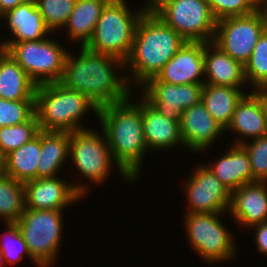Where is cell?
Segmentation results:
<instances>
[{"label": "cell", "mask_w": 267, "mask_h": 267, "mask_svg": "<svg viewBox=\"0 0 267 267\" xmlns=\"http://www.w3.org/2000/svg\"><path fill=\"white\" fill-rule=\"evenodd\" d=\"M117 69H125L121 59L81 46L77 57L68 52L60 83L86 95L100 109L131 96L132 84Z\"/></svg>", "instance_id": "6da1fadb"}, {"label": "cell", "mask_w": 267, "mask_h": 267, "mask_svg": "<svg viewBox=\"0 0 267 267\" xmlns=\"http://www.w3.org/2000/svg\"><path fill=\"white\" fill-rule=\"evenodd\" d=\"M130 99L101 107L97 117L122 179L133 182L148 148L143 134L142 100L132 103Z\"/></svg>", "instance_id": "7a4b0ae2"}, {"label": "cell", "mask_w": 267, "mask_h": 267, "mask_svg": "<svg viewBox=\"0 0 267 267\" xmlns=\"http://www.w3.org/2000/svg\"><path fill=\"white\" fill-rule=\"evenodd\" d=\"M185 43L173 28L148 9L137 24L130 55L124 62L125 69L130 67L132 72V77L126 76L127 83L140 87L155 77Z\"/></svg>", "instance_id": "3957f363"}, {"label": "cell", "mask_w": 267, "mask_h": 267, "mask_svg": "<svg viewBox=\"0 0 267 267\" xmlns=\"http://www.w3.org/2000/svg\"><path fill=\"white\" fill-rule=\"evenodd\" d=\"M98 116L99 108L86 95L60 82L37 85L35 115L41 131L73 132L87 129L80 120L88 110Z\"/></svg>", "instance_id": "277c9868"}, {"label": "cell", "mask_w": 267, "mask_h": 267, "mask_svg": "<svg viewBox=\"0 0 267 267\" xmlns=\"http://www.w3.org/2000/svg\"><path fill=\"white\" fill-rule=\"evenodd\" d=\"M149 9L130 11L126 0H110L102 10L94 33L85 46L91 51L111 55L125 62L131 52L137 24Z\"/></svg>", "instance_id": "5b68a950"}, {"label": "cell", "mask_w": 267, "mask_h": 267, "mask_svg": "<svg viewBox=\"0 0 267 267\" xmlns=\"http://www.w3.org/2000/svg\"><path fill=\"white\" fill-rule=\"evenodd\" d=\"M149 9L186 42H212L216 20L206 0H155Z\"/></svg>", "instance_id": "8992f818"}, {"label": "cell", "mask_w": 267, "mask_h": 267, "mask_svg": "<svg viewBox=\"0 0 267 267\" xmlns=\"http://www.w3.org/2000/svg\"><path fill=\"white\" fill-rule=\"evenodd\" d=\"M61 210L25 208L16 222L32 258L41 267L55 263L62 239L63 217Z\"/></svg>", "instance_id": "52a82bcc"}, {"label": "cell", "mask_w": 267, "mask_h": 267, "mask_svg": "<svg viewBox=\"0 0 267 267\" xmlns=\"http://www.w3.org/2000/svg\"><path fill=\"white\" fill-rule=\"evenodd\" d=\"M6 51L37 85L61 81L68 51L48 36L13 42Z\"/></svg>", "instance_id": "ba28073f"}, {"label": "cell", "mask_w": 267, "mask_h": 267, "mask_svg": "<svg viewBox=\"0 0 267 267\" xmlns=\"http://www.w3.org/2000/svg\"><path fill=\"white\" fill-rule=\"evenodd\" d=\"M266 29L267 7L262 5L248 15L218 20L212 42L234 60L245 65Z\"/></svg>", "instance_id": "9c48e42d"}, {"label": "cell", "mask_w": 267, "mask_h": 267, "mask_svg": "<svg viewBox=\"0 0 267 267\" xmlns=\"http://www.w3.org/2000/svg\"><path fill=\"white\" fill-rule=\"evenodd\" d=\"M222 213H186L185 229L191 248L208 263L228 261L235 257L233 236L222 225Z\"/></svg>", "instance_id": "30bf717a"}, {"label": "cell", "mask_w": 267, "mask_h": 267, "mask_svg": "<svg viewBox=\"0 0 267 267\" xmlns=\"http://www.w3.org/2000/svg\"><path fill=\"white\" fill-rule=\"evenodd\" d=\"M103 131L90 129L70 132V154L73 165L93 184H102L114 164L111 149ZM100 134V135H99ZM113 162V164H112Z\"/></svg>", "instance_id": "8fae6325"}, {"label": "cell", "mask_w": 267, "mask_h": 267, "mask_svg": "<svg viewBox=\"0 0 267 267\" xmlns=\"http://www.w3.org/2000/svg\"><path fill=\"white\" fill-rule=\"evenodd\" d=\"M183 188L186 213H223L229 210L231 192L208 166L199 165Z\"/></svg>", "instance_id": "7c38bea8"}, {"label": "cell", "mask_w": 267, "mask_h": 267, "mask_svg": "<svg viewBox=\"0 0 267 267\" xmlns=\"http://www.w3.org/2000/svg\"><path fill=\"white\" fill-rule=\"evenodd\" d=\"M87 184H67L56 177L36 178L24 182L25 208L64 210L87 193Z\"/></svg>", "instance_id": "4fadbf2b"}, {"label": "cell", "mask_w": 267, "mask_h": 267, "mask_svg": "<svg viewBox=\"0 0 267 267\" xmlns=\"http://www.w3.org/2000/svg\"><path fill=\"white\" fill-rule=\"evenodd\" d=\"M142 97L161 114L172 120H180L182 112L202 99L203 84H168L162 81H146Z\"/></svg>", "instance_id": "5bb4252c"}, {"label": "cell", "mask_w": 267, "mask_h": 267, "mask_svg": "<svg viewBox=\"0 0 267 267\" xmlns=\"http://www.w3.org/2000/svg\"><path fill=\"white\" fill-rule=\"evenodd\" d=\"M204 43L186 42L155 77L168 84H204Z\"/></svg>", "instance_id": "9a60e30c"}, {"label": "cell", "mask_w": 267, "mask_h": 267, "mask_svg": "<svg viewBox=\"0 0 267 267\" xmlns=\"http://www.w3.org/2000/svg\"><path fill=\"white\" fill-rule=\"evenodd\" d=\"M225 129L213 119L200 102L185 109L180 116V133L183 145L201 153L224 133Z\"/></svg>", "instance_id": "2e32d148"}, {"label": "cell", "mask_w": 267, "mask_h": 267, "mask_svg": "<svg viewBox=\"0 0 267 267\" xmlns=\"http://www.w3.org/2000/svg\"><path fill=\"white\" fill-rule=\"evenodd\" d=\"M237 223L251 226L267 221V182L245 184L231 192L229 207Z\"/></svg>", "instance_id": "e0dca14e"}, {"label": "cell", "mask_w": 267, "mask_h": 267, "mask_svg": "<svg viewBox=\"0 0 267 267\" xmlns=\"http://www.w3.org/2000/svg\"><path fill=\"white\" fill-rule=\"evenodd\" d=\"M142 99V123L145 144L150 150H166L183 144L180 120H172Z\"/></svg>", "instance_id": "ac0fdd59"}, {"label": "cell", "mask_w": 267, "mask_h": 267, "mask_svg": "<svg viewBox=\"0 0 267 267\" xmlns=\"http://www.w3.org/2000/svg\"><path fill=\"white\" fill-rule=\"evenodd\" d=\"M204 84L242 87L247 83L244 65L213 42L204 43Z\"/></svg>", "instance_id": "d6986e66"}, {"label": "cell", "mask_w": 267, "mask_h": 267, "mask_svg": "<svg viewBox=\"0 0 267 267\" xmlns=\"http://www.w3.org/2000/svg\"><path fill=\"white\" fill-rule=\"evenodd\" d=\"M7 20L8 28L15 39L0 42L6 50L13 42L42 40L52 31L46 25L36 4L21 3L1 17Z\"/></svg>", "instance_id": "ffe728a7"}, {"label": "cell", "mask_w": 267, "mask_h": 267, "mask_svg": "<svg viewBox=\"0 0 267 267\" xmlns=\"http://www.w3.org/2000/svg\"><path fill=\"white\" fill-rule=\"evenodd\" d=\"M208 166L216 177L232 192L252 183V170L248 152L242 145L233 144L226 154Z\"/></svg>", "instance_id": "44dd1931"}, {"label": "cell", "mask_w": 267, "mask_h": 267, "mask_svg": "<svg viewBox=\"0 0 267 267\" xmlns=\"http://www.w3.org/2000/svg\"><path fill=\"white\" fill-rule=\"evenodd\" d=\"M233 130L243 138H260L267 135V123L258 97L251 91L244 94L235 107L225 131Z\"/></svg>", "instance_id": "7402d4cb"}, {"label": "cell", "mask_w": 267, "mask_h": 267, "mask_svg": "<svg viewBox=\"0 0 267 267\" xmlns=\"http://www.w3.org/2000/svg\"><path fill=\"white\" fill-rule=\"evenodd\" d=\"M37 84L6 50L0 52V98L35 99Z\"/></svg>", "instance_id": "603a6c76"}, {"label": "cell", "mask_w": 267, "mask_h": 267, "mask_svg": "<svg viewBox=\"0 0 267 267\" xmlns=\"http://www.w3.org/2000/svg\"><path fill=\"white\" fill-rule=\"evenodd\" d=\"M110 0H76L68 22L64 26L68 37L73 41L82 42L85 47L90 41L102 10Z\"/></svg>", "instance_id": "cb8c5ba5"}, {"label": "cell", "mask_w": 267, "mask_h": 267, "mask_svg": "<svg viewBox=\"0 0 267 267\" xmlns=\"http://www.w3.org/2000/svg\"><path fill=\"white\" fill-rule=\"evenodd\" d=\"M40 158L41 130L30 141L4 156V173L23 183L36 179Z\"/></svg>", "instance_id": "d4e9b609"}, {"label": "cell", "mask_w": 267, "mask_h": 267, "mask_svg": "<svg viewBox=\"0 0 267 267\" xmlns=\"http://www.w3.org/2000/svg\"><path fill=\"white\" fill-rule=\"evenodd\" d=\"M69 154L70 132L41 131V158L37 178L56 177Z\"/></svg>", "instance_id": "484cf974"}, {"label": "cell", "mask_w": 267, "mask_h": 267, "mask_svg": "<svg viewBox=\"0 0 267 267\" xmlns=\"http://www.w3.org/2000/svg\"><path fill=\"white\" fill-rule=\"evenodd\" d=\"M240 88L203 84L201 102L224 129L229 125L237 103L245 94Z\"/></svg>", "instance_id": "4316f807"}, {"label": "cell", "mask_w": 267, "mask_h": 267, "mask_svg": "<svg viewBox=\"0 0 267 267\" xmlns=\"http://www.w3.org/2000/svg\"><path fill=\"white\" fill-rule=\"evenodd\" d=\"M25 210L24 183L3 173L0 175V218L17 222Z\"/></svg>", "instance_id": "83f0119b"}, {"label": "cell", "mask_w": 267, "mask_h": 267, "mask_svg": "<svg viewBox=\"0 0 267 267\" xmlns=\"http://www.w3.org/2000/svg\"><path fill=\"white\" fill-rule=\"evenodd\" d=\"M39 131L35 114L27 122L15 126L0 127V153L3 156L7 155L34 138Z\"/></svg>", "instance_id": "f1b7e54d"}, {"label": "cell", "mask_w": 267, "mask_h": 267, "mask_svg": "<svg viewBox=\"0 0 267 267\" xmlns=\"http://www.w3.org/2000/svg\"><path fill=\"white\" fill-rule=\"evenodd\" d=\"M246 81L260 88L267 81V29L259 37L249 60L244 65Z\"/></svg>", "instance_id": "f546056e"}, {"label": "cell", "mask_w": 267, "mask_h": 267, "mask_svg": "<svg viewBox=\"0 0 267 267\" xmlns=\"http://www.w3.org/2000/svg\"><path fill=\"white\" fill-rule=\"evenodd\" d=\"M7 231L3 235V241H0V251L3 255L4 262L7 264H17L16 262L23 259V256L26 254L31 257V260L37 266L41 267L31 256L28 246L24 240V237L21 233V230L16 222H7L6 223ZM7 236V237H6ZM22 252L24 254H22Z\"/></svg>", "instance_id": "4dcf8cb0"}, {"label": "cell", "mask_w": 267, "mask_h": 267, "mask_svg": "<svg viewBox=\"0 0 267 267\" xmlns=\"http://www.w3.org/2000/svg\"><path fill=\"white\" fill-rule=\"evenodd\" d=\"M76 0H37L36 6L51 31L62 29L73 11Z\"/></svg>", "instance_id": "1f68e13d"}, {"label": "cell", "mask_w": 267, "mask_h": 267, "mask_svg": "<svg viewBox=\"0 0 267 267\" xmlns=\"http://www.w3.org/2000/svg\"><path fill=\"white\" fill-rule=\"evenodd\" d=\"M234 144L242 145L248 152L252 183L256 181L267 182V135L252 139L250 143L239 138Z\"/></svg>", "instance_id": "d6a6232c"}, {"label": "cell", "mask_w": 267, "mask_h": 267, "mask_svg": "<svg viewBox=\"0 0 267 267\" xmlns=\"http://www.w3.org/2000/svg\"><path fill=\"white\" fill-rule=\"evenodd\" d=\"M35 114V99L10 101L0 98V127L27 122Z\"/></svg>", "instance_id": "836d02e7"}, {"label": "cell", "mask_w": 267, "mask_h": 267, "mask_svg": "<svg viewBox=\"0 0 267 267\" xmlns=\"http://www.w3.org/2000/svg\"><path fill=\"white\" fill-rule=\"evenodd\" d=\"M216 21L253 13L262 4L258 0H206Z\"/></svg>", "instance_id": "e575fe53"}, {"label": "cell", "mask_w": 267, "mask_h": 267, "mask_svg": "<svg viewBox=\"0 0 267 267\" xmlns=\"http://www.w3.org/2000/svg\"><path fill=\"white\" fill-rule=\"evenodd\" d=\"M255 231L256 247L261 254L267 255V221L251 226Z\"/></svg>", "instance_id": "d590c367"}, {"label": "cell", "mask_w": 267, "mask_h": 267, "mask_svg": "<svg viewBox=\"0 0 267 267\" xmlns=\"http://www.w3.org/2000/svg\"><path fill=\"white\" fill-rule=\"evenodd\" d=\"M252 92L258 97L262 105V109L267 123V93L261 87L253 89Z\"/></svg>", "instance_id": "8d00e7d4"}, {"label": "cell", "mask_w": 267, "mask_h": 267, "mask_svg": "<svg viewBox=\"0 0 267 267\" xmlns=\"http://www.w3.org/2000/svg\"><path fill=\"white\" fill-rule=\"evenodd\" d=\"M19 4H21L20 0H0V17L7 11L17 7Z\"/></svg>", "instance_id": "74e56055"}, {"label": "cell", "mask_w": 267, "mask_h": 267, "mask_svg": "<svg viewBox=\"0 0 267 267\" xmlns=\"http://www.w3.org/2000/svg\"><path fill=\"white\" fill-rule=\"evenodd\" d=\"M4 173V156L0 153V175Z\"/></svg>", "instance_id": "f35d334b"}, {"label": "cell", "mask_w": 267, "mask_h": 267, "mask_svg": "<svg viewBox=\"0 0 267 267\" xmlns=\"http://www.w3.org/2000/svg\"><path fill=\"white\" fill-rule=\"evenodd\" d=\"M21 3H26V4H36L37 0H20Z\"/></svg>", "instance_id": "ab89813d"}, {"label": "cell", "mask_w": 267, "mask_h": 267, "mask_svg": "<svg viewBox=\"0 0 267 267\" xmlns=\"http://www.w3.org/2000/svg\"><path fill=\"white\" fill-rule=\"evenodd\" d=\"M3 264H5L4 263V258H3V255L1 253V251H0V267H3L4 266Z\"/></svg>", "instance_id": "60d3db41"}, {"label": "cell", "mask_w": 267, "mask_h": 267, "mask_svg": "<svg viewBox=\"0 0 267 267\" xmlns=\"http://www.w3.org/2000/svg\"><path fill=\"white\" fill-rule=\"evenodd\" d=\"M261 88L267 93V81L261 86Z\"/></svg>", "instance_id": "b9f144b4"}, {"label": "cell", "mask_w": 267, "mask_h": 267, "mask_svg": "<svg viewBox=\"0 0 267 267\" xmlns=\"http://www.w3.org/2000/svg\"><path fill=\"white\" fill-rule=\"evenodd\" d=\"M262 5H266L267 4V0H258Z\"/></svg>", "instance_id": "7bdbcfd3"}, {"label": "cell", "mask_w": 267, "mask_h": 267, "mask_svg": "<svg viewBox=\"0 0 267 267\" xmlns=\"http://www.w3.org/2000/svg\"><path fill=\"white\" fill-rule=\"evenodd\" d=\"M155 0H148V2L146 3V5L150 6Z\"/></svg>", "instance_id": "ee69618b"}]
</instances>
